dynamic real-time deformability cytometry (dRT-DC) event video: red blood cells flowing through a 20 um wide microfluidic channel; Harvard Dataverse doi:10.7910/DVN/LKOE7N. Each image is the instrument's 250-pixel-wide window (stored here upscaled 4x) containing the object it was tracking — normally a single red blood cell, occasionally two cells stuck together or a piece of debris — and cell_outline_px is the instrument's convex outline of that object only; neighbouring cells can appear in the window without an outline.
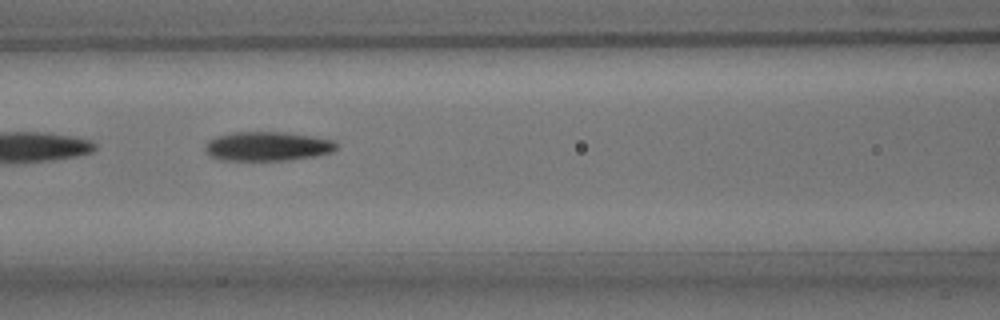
{"species": "common noctule bat (a hibernating species)", "species_latin": "Nyctalus noctula", "temperature_condition": "room temperature", "stored_images_in_passage": 17, "camera_frame_rate_fps": 3000, "um_per_image_px": 0.085, "animal": {"sex": "male", "body_mass_g": 15.6}, "frame": {"image": 1, "passage_image": 8, "time_ms": 2.333, "image_size_px": [1000, 320], "cell_outline_px": [[340, 144], [332, 152], [316, 156], [288, 160], [220, 160], [212, 156], [204, 148], [208, 140], [216, 136], [232, 132], [284, 132], [312, 136], [332, 140]], "centroid_in_image_um": [22.75, 12.43], "position_along_channel_um": 143.8, "area_um2": 22.37}}
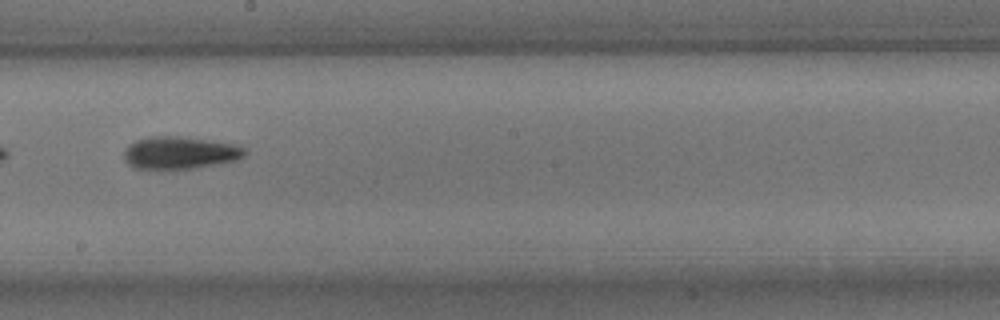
{"frame": {"image": 2, "passage_image": 15, "time_ms": 4.667, "image_size_px": [1000, 320], "cell_outline_px": [[248, 152], [244, 156], [236, 160], [216, 164], [192, 168], [136, 168], [128, 164], [124, 156], [124, 152], [128, 144], [136, 140], [152, 136], [180, 136], [232, 144], [248, 148]], "centroid_in_image_um": [15.3, 12.97], "position_along_channel_um": 232.9, "area_um2": 22.54}}